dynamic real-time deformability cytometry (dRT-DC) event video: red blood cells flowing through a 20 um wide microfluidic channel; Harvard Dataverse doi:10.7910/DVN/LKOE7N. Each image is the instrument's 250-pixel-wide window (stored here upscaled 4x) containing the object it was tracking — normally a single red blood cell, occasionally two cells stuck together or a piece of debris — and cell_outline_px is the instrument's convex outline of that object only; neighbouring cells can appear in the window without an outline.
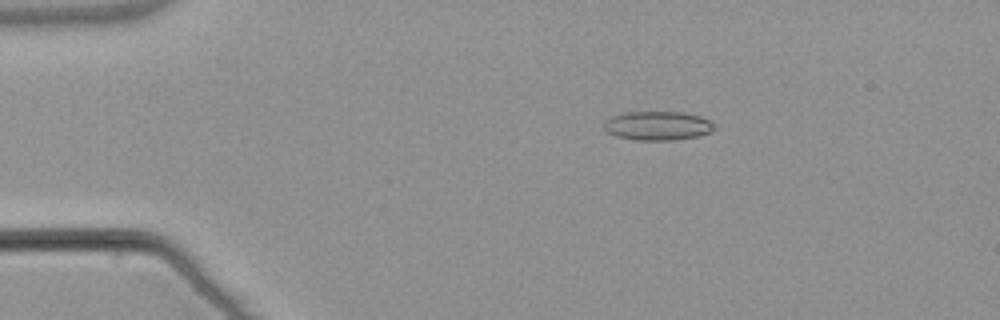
{"species": "common noctule bat (a hibernating species)", "species_latin": "Nyctalus noctula", "temperature_condition": "warm", "stored_images_in_passage": 54, "camera_frame_rate_fps": 3000, "um_per_image_px": 0.085, "animal": {"sex": "male", "body_mass_g": 21.5, "forearm_length_mm": 52.0}, "frame": {"image": 1, "passage_image": 10, "time_ms": 3.0, "image_size_px": [1000, 320], "cell_outline_px": [[716, 128], [712, 132], [700, 136], [672, 140], [636, 140], [616, 136], [608, 132], [604, 128], [604, 120], [608, 116], [624, 112], [684, 112], [700, 116], [712, 120], [716, 124]], "centroid_in_image_um": [55.94, 10.68], "position_along_channel_um": 29.1, "area_um2": 19.07}}
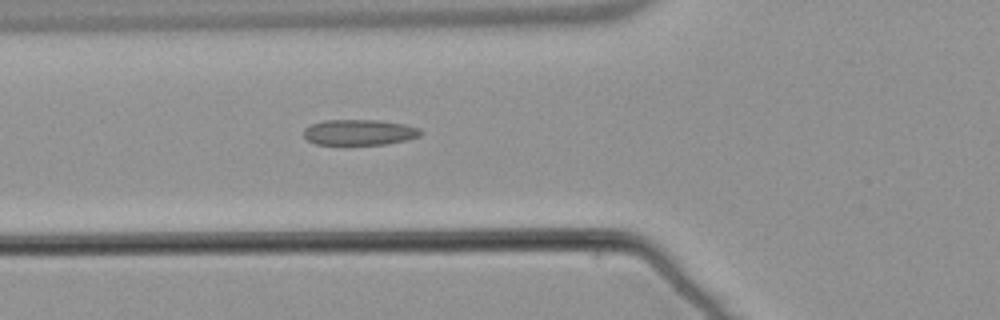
{"frame": {"image": 2, "passage_image": 20, "time_ms": 6.333, "image_size_px": [1000, 320], "cell_outline_px": [[424, 132], [420, 136], [404, 140], [384, 144], [316, 144], [308, 140], [304, 136], [304, 128], [312, 124], [324, 120], [380, 120], [404, 124], [420, 128]], "centroid_in_image_um": [30.56, 11.23], "position_along_channel_um": 95.2, "area_um2": 17.4}}
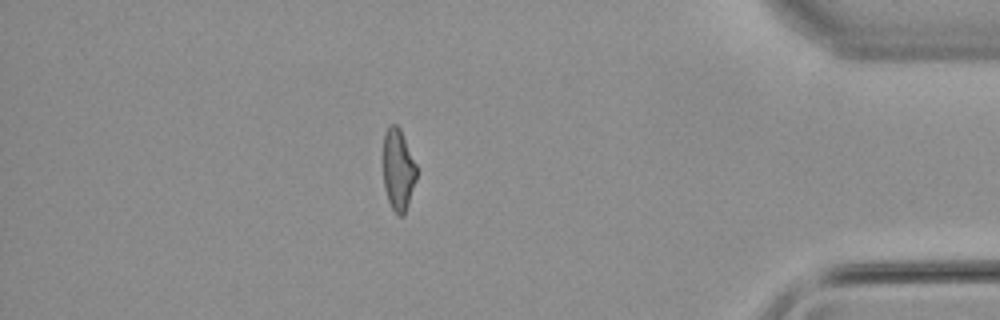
{"frame": {"image": 3, "passage_image": 47, "time_ms": 15.333, "image_size_px": [1000, 320], "cell_outline_px": [[416, 180], [404, 216], [396, 216], [388, 200], [384, 188], [384, 132], [388, 124], [396, 124], [400, 128], [416, 164]], "centroid_in_image_um": [33.84, 14.43], "position_along_channel_um": 401.4, "area_um2": 15.9}, "authors_computed_cell_mechanics": {"area_um2": 17.34, "velocity_mm_per_s": 3.8364, "shape_relaxation_time_tau1_ms": null, "shape_relaxation_time_tau2_ms": 1.6912, "deformation_change_tau1": null, "deformation_change_tau2": 0.0849}}